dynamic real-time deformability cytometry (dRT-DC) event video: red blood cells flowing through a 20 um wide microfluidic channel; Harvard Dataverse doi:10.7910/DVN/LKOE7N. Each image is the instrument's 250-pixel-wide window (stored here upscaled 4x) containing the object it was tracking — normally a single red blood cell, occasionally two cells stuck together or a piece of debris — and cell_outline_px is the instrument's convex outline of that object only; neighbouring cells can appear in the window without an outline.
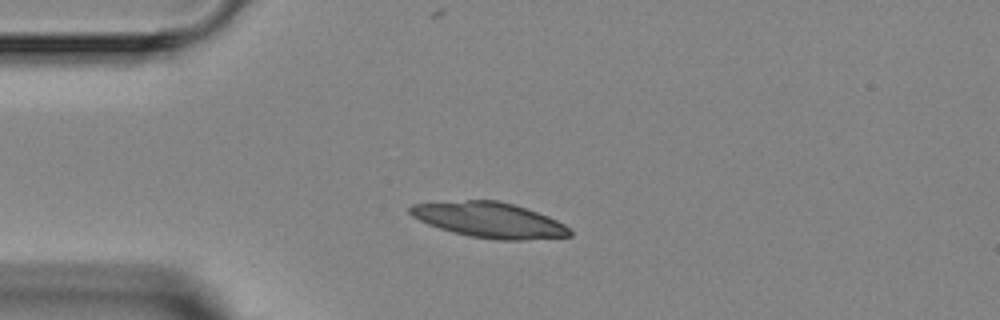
{"species": "Egyptian fruit bat (a non-hibernating species)", "species_latin": "Rousettus aegyptiacus", "temperature_condition": "room temperature", "stored_images_in_passage": 2, "camera_frame_rate_fps": 3000, "um_per_image_px": 0.085, "animal": {"sex": "female"}, "frame": {"image": 1, "passage_image": 2, "time_ms": 1.333, "image_size_px": [1000, 320], "cell_outline_px": [[572, 236], [524, 240], [496, 240], [468, 236], [452, 232], [428, 224], [412, 216], [408, 212], [408, 208], [412, 204], [468, 200], [496, 200], [516, 204], [548, 216], [564, 224], [572, 232]], "centroid_in_image_um": [41.6, 18.7], "position_along_channel_um": 43.4, "area_um2": 32.95}}